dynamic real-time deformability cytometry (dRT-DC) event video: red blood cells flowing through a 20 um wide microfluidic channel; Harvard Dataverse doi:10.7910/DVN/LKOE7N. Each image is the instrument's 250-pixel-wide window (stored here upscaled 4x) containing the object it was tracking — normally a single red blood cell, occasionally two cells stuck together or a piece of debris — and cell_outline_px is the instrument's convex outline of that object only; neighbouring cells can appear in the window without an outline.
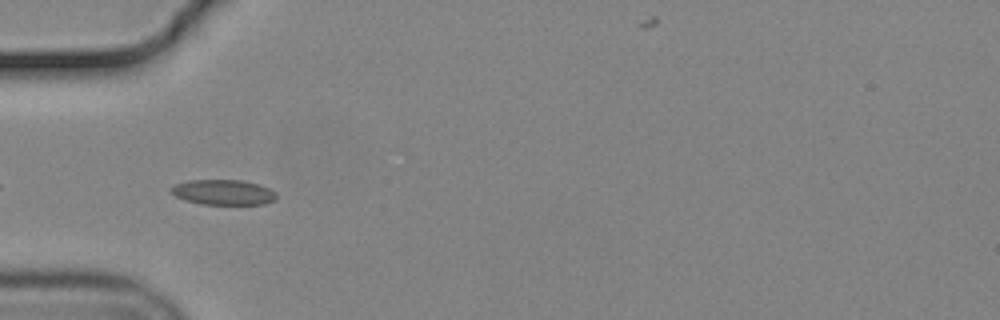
{"species": "common noctule bat (a hibernating species)", "species_latin": "Nyctalus noctula", "temperature_condition": "cold", "stored_images_in_passage": 6, "camera_frame_rate_fps": 3000, "um_per_image_px": 0.085, "animal": {"sex": "male", "body_mass_g": 19.2, "forearm_length_mm": 51.8}, "frame": {"image": 1, "passage_image": 3, "time_ms": 0.667, "image_size_px": [1000, 320], "cell_outline_px": [[276, 200], [264, 204], [200, 204], [184, 200], [176, 196], [168, 188], [176, 184], [188, 180], [244, 180], [260, 184], [276, 192]], "centroid_in_image_um": [18.99, 16.34], "position_along_channel_um": 66.0, "area_um2": 15.61}}